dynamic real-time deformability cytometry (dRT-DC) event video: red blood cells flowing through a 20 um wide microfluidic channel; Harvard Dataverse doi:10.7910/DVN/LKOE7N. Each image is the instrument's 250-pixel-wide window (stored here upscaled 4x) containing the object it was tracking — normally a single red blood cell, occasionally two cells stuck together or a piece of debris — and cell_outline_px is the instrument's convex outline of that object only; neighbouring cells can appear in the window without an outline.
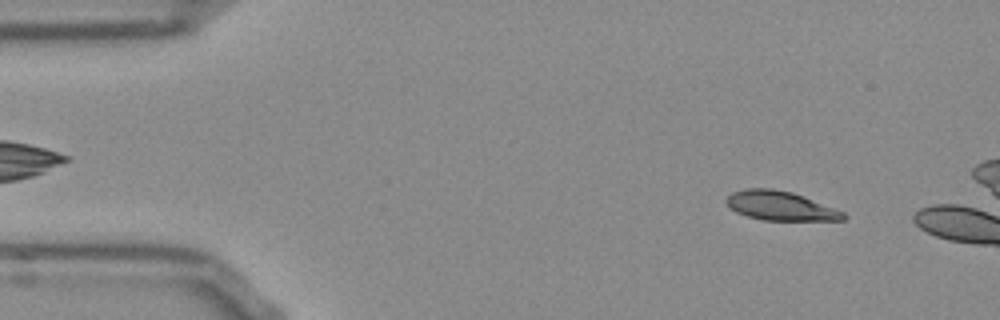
{"species": "Egyptian fruit bat (a non-hibernating species)", "species_latin": "Rousettus aegyptiacus", "temperature_condition": "room temperature", "stored_images_in_passage": 46, "camera_frame_rate_fps": 3000, "um_per_image_px": 0.085, "frame": {"image": 1, "passage_image": 5, "time_ms": 1.333, "image_size_px": [1000, 320], "cell_outline_px": [[848, 216], [844, 220], [764, 220], [748, 216], [736, 212], [724, 200], [732, 192], [744, 188], [772, 188], [792, 192], [804, 196], [844, 212]], "centroid_in_image_um": [66.34, 17.48], "position_along_channel_um": 18.7, "area_um2": 19.83}}
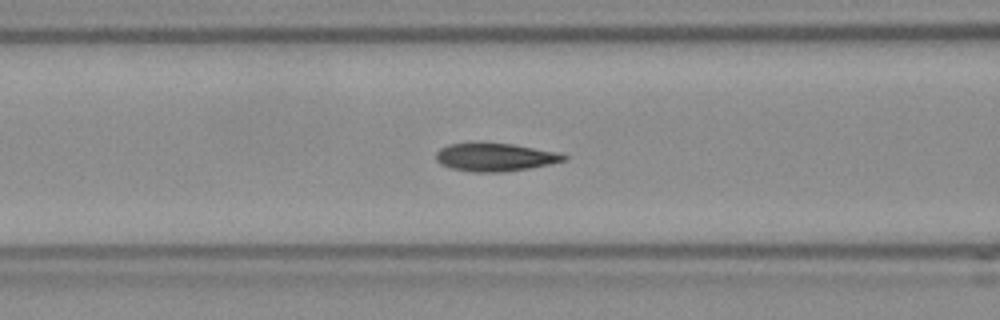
{"frame": {"image": 2, "passage_image": 20, "time_ms": 6.333, "image_size_px": [1000, 320], "cell_outline_px": [[568, 160], [528, 168], [504, 172], [472, 172], [452, 168], [440, 164], [436, 160], [436, 152], [440, 148], [448, 144], [512, 144], [560, 152], [568, 156]], "centroid_in_image_um": [42.11, 13.37], "position_along_channel_um": 124.5, "area_um2": 20.69}}
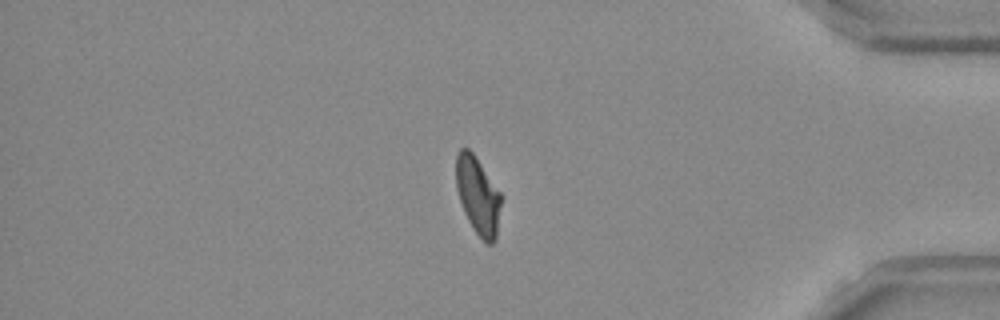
{"frame": {"image": 3, "passage_image": 44, "time_ms": 14.333, "image_size_px": [1000, 320], "cell_outline_px": [[500, 204], [496, 240], [492, 244], [488, 244], [472, 228], [464, 212], [456, 188], [456, 156], [460, 148], [468, 148], [472, 152], [500, 192]], "centroid_in_image_um": [40.6, 16.62], "position_along_channel_um": 394.6, "area_um2": 19.94}, "authors_computed_cell_mechanics": {"area_um2": 20.8658, "velocity_mm_per_s": 3.7956, "shape_relaxation_time_tau1_ms": 5.221, "shape_relaxation_time_tau2_ms": 1.534, "deformation_change_tau1": 0.1693, "deformation_change_tau2": 0.0511}}